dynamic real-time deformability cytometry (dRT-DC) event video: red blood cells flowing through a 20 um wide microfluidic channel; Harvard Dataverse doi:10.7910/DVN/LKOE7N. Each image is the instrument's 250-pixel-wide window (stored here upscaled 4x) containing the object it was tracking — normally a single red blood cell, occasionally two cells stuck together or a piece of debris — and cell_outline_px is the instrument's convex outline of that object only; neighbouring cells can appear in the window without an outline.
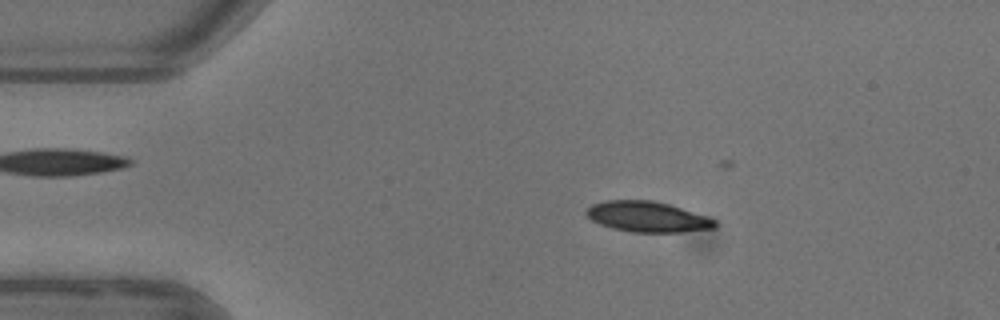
{"species": "common noctule bat (a hibernating species)", "species_latin": "Nyctalus noctula", "temperature_condition": "warm", "stored_images_in_passage": 19, "camera_frame_rate_fps": 3000, "um_per_image_px": 0.085, "animal": {"sex": "female"}, "frame": {"image": 1, "passage_image": 9, "time_ms": 2.667, "image_size_px": [1000, 320], "cell_outline_px": [[716, 224], [712, 228], [680, 232], [632, 232], [612, 228], [600, 224], [592, 220], [584, 212], [592, 204], [608, 200], [652, 200], [668, 204], [708, 216], [716, 220]], "centroid_in_image_um": [55.02, 18.42], "position_along_channel_um": 30.0, "area_um2": 22.72}}
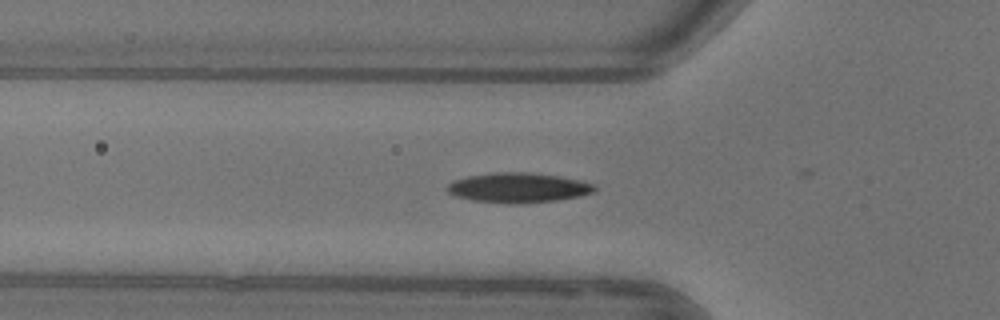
{"frame": {"image": 2, "passage_image": 17, "time_ms": 5.333, "image_size_px": [1000, 320], "cell_outline_px": [[596, 192], [580, 196], [556, 200], [520, 204], [508, 204], [476, 200], [456, 196], [448, 192], [448, 184], [456, 180], [468, 176], [492, 172], [528, 172], [560, 176], [580, 180], [596, 184]], "centroid_in_image_um": [44.12, 15.95], "position_along_channel_um": 81.7, "area_um2": 25.66}}